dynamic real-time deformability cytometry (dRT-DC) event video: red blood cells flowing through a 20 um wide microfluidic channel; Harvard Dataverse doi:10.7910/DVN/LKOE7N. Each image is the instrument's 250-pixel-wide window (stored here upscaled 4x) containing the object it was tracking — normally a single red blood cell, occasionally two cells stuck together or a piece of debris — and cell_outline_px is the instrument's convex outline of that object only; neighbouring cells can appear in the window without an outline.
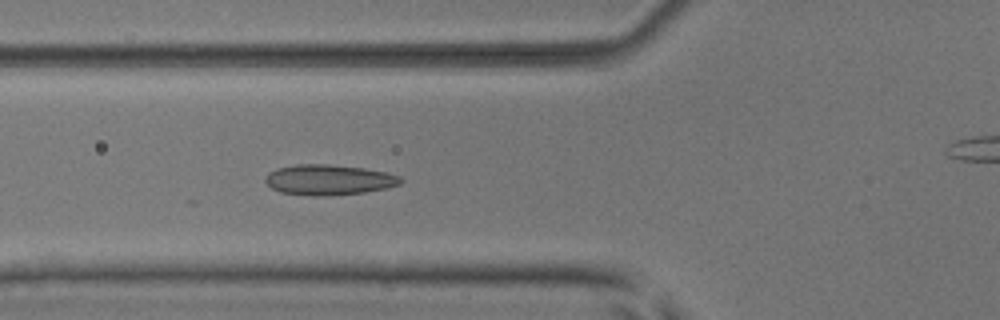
{"species": "common noctule bat (a hibernating species)", "species_latin": "Nyctalus noctula", "temperature_condition": "room temperature", "stored_images_in_passage": 42, "camera_frame_rate_fps": 3000, "um_per_image_px": 0.085, "animal": {"sex": "male", "body_mass_g": 17.9, "forearm_length_mm": 54.2}, "frame": {"image": 1, "passage_image": 15, "time_ms": 4.667, "image_size_px": [1000, 320], "cell_outline_px": [[404, 180], [400, 184], [388, 188], [364, 192], [328, 196], [312, 196], [280, 192], [272, 188], [264, 180], [264, 176], [268, 172], [276, 168], [296, 164], [328, 164], [364, 168], [388, 172], [400, 176]], "centroid_in_image_um": [27.95, 15.28], "position_along_channel_um": 97.9, "area_um2": 24.28}}
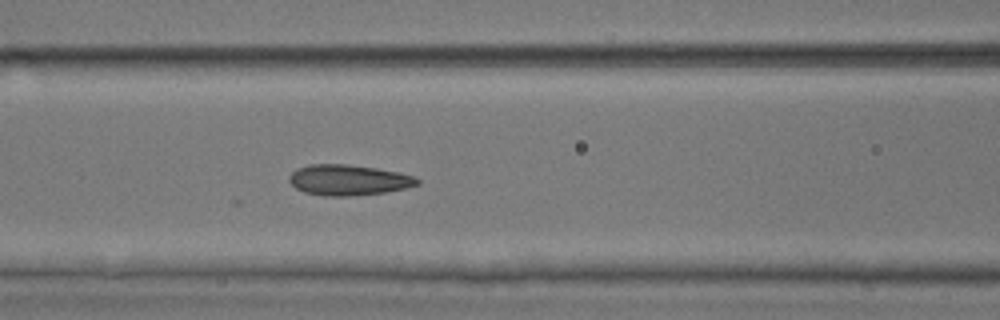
{"frame": {"image": 2, "passage_image": 18, "time_ms": 5.667, "image_size_px": [1000, 320], "cell_outline_px": [[420, 184], [408, 188], [384, 192], [348, 196], [324, 196], [304, 192], [296, 188], [288, 180], [288, 176], [292, 172], [308, 164], [348, 164], [376, 168], [396, 172], [412, 176], [420, 180]], "centroid_in_image_um": [29.61, 15.3], "position_along_channel_um": 137.0, "area_um2": 22.77}}
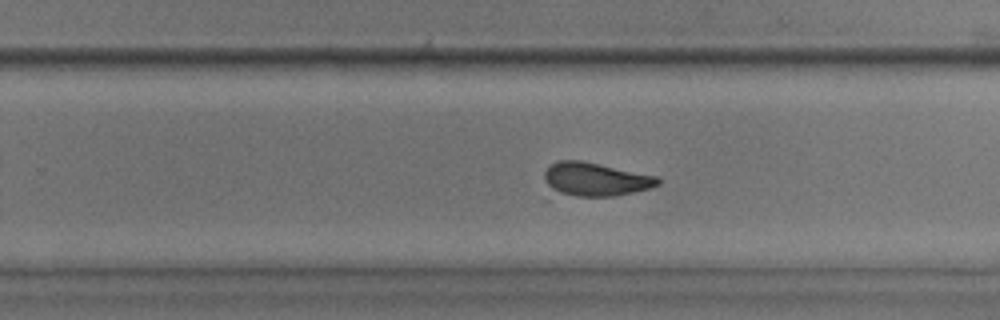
{"frame": {"image": 3, "passage_image": 29, "time_ms": 9.333, "image_size_px": [1000, 320], "cell_outline_px": [[660, 184], [648, 188], [632, 192], [612, 196], [548, 200], [544, 200], [544, 172], [556, 160], [580, 160], [656, 176], [660, 180]], "centroid_in_image_um": [50.31, 15.35], "position_along_channel_um": 279.5, "area_um2": 23.93}}